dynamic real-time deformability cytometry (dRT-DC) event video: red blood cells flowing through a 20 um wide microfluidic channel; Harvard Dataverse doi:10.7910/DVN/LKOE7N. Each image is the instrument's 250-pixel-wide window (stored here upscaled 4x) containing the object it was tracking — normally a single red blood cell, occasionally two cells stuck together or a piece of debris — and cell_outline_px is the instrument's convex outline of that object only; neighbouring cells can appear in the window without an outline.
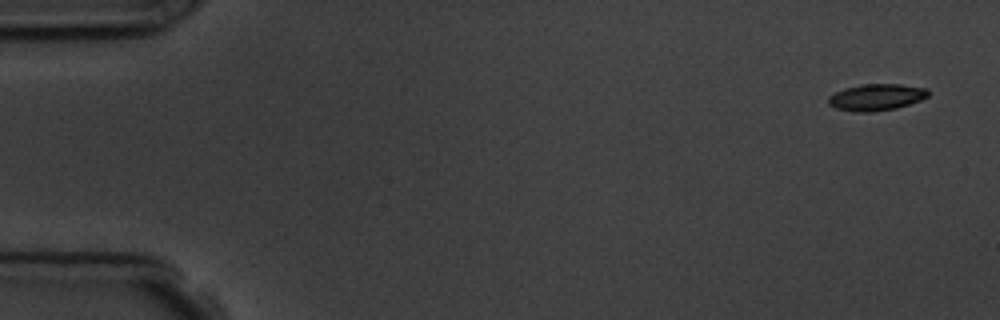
{"species": "common noctule bat (a hibernating species)", "species_latin": "Nyctalus noctula", "temperature_condition": "room temperature", "stored_images_in_passage": 5, "camera_frame_rate_fps": 3000, "um_per_image_px": 0.085, "animal": {"sex": "male", "body_mass_g": 19.5, "forearm_length_mm": 54.6}, "frame": {"image": 1, "passage_image": 1, "time_ms": 0.0, "image_size_px": [1000, 320], "cell_outline_px": [[928, 96], [920, 100], [896, 108], [872, 112], [856, 112], [836, 108], [828, 104], [828, 96], [844, 88], [864, 84], [900, 84], [928, 88]], "centroid_in_image_um": [74.48, 8.26], "position_along_channel_um": 10.5, "area_um2": 15.43}}
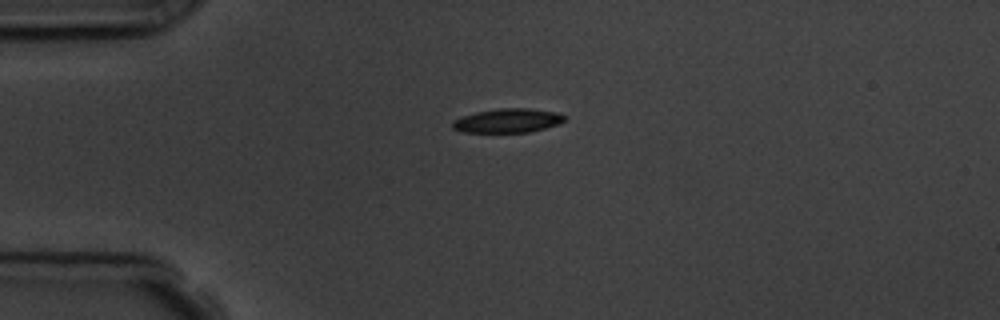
{"frame": {"image": 2, "passage_image": 4, "time_ms": 3.667, "image_size_px": [1000, 320], "cell_outline_px": [[568, 116], [560, 124], [528, 132], [464, 132], [452, 128], [452, 120], [476, 112], [496, 108], [528, 108], [552, 112]], "centroid_in_image_um": [43.15, 10.25], "position_along_channel_um": 41.9, "area_um2": 15.61}}